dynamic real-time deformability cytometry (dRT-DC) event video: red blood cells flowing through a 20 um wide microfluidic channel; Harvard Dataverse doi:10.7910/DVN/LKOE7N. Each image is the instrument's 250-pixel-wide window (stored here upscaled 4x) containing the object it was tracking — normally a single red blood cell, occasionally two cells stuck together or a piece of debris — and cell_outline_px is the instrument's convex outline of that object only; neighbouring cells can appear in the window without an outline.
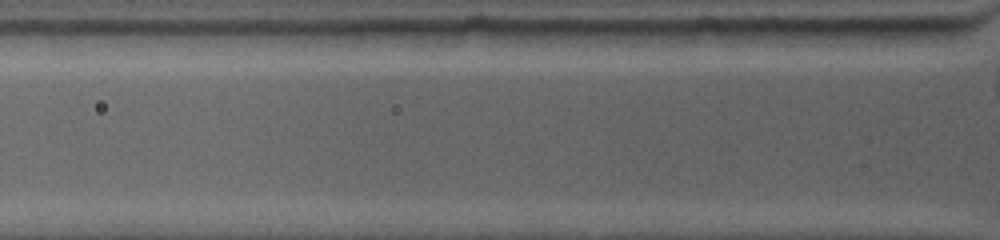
{"species": "common noctule bat (a hibernating species)", "species_latin": "Nyctalus noctula", "temperature_condition": "warm", "stored_images_in_passage": 6, "camera_frame_rate_fps": 4500, "um_per_image_px": 0.085, "animal": {"sex": "female", "body_mass_g": 19.0, "forearm_length_mm": 53.3}, "frame": {"image": 1, "passage_image": 6, "time_ms": 1.778, "image_size_px": [1000, 240], "cell_outline_px": [[956, 28], [944, 44], [808, 44], [804, 40], [796, 28]], "centroid_in_image_um": [74.44, 3.04], "position_along_channel_um": 51.4, "area_um2": 17.17}}